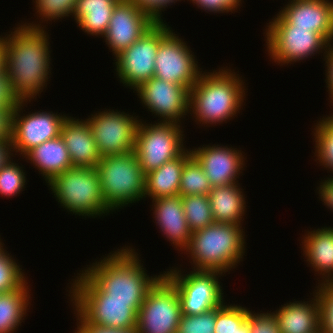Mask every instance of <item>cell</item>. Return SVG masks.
Instances as JSON below:
<instances>
[{"instance_id": "cell-31", "label": "cell", "mask_w": 333, "mask_h": 333, "mask_svg": "<svg viewBox=\"0 0 333 333\" xmlns=\"http://www.w3.org/2000/svg\"><path fill=\"white\" fill-rule=\"evenodd\" d=\"M248 309L223 303L216 308L214 333H250Z\"/></svg>"}, {"instance_id": "cell-29", "label": "cell", "mask_w": 333, "mask_h": 333, "mask_svg": "<svg viewBox=\"0 0 333 333\" xmlns=\"http://www.w3.org/2000/svg\"><path fill=\"white\" fill-rule=\"evenodd\" d=\"M212 186L201 164L192 155L182 169L178 194L181 197L187 195H208Z\"/></svg>"}, {"instance_id": "cell-2", "label": "cell", "mask_w": 333, "mask_h": 333, "mask_svg": "<svg viewBox=\"0 0 333 333\" xmlns=\"http://www.w3.org/2000/svg\"><path fill=\"white\" fill-rule=\"evenodd\" d=\"M122 248L81 272L105 294V301H144L163 274L149 277L137 252L128 246Z\"/></svg>"}, {"instance_id": "cell-24", "label": "cell", "mask_w": 333, "mask_h": 333, "mask_svg": "<svg viewBox=\"0 0 333 333\" xmlns=\"http://www.w3.org/2000/svg\"><path fill=\"white\" fill-rule=\"evenodd\" d=\"M44 176L46 183L73 167L64 139L59 136L31 149L25 156Z\"/></svg>"}, {"instance_id": "cell-36", "label": "cell", "mask_w": 333, "mask_h": 333, "mask_svg": "<svg viewBox=\"0 0 333 333\" xmlns=\"http://www.w3.org/2000/svg\"><path fill=\"white\" fill-rule=\"evenodd\" d=\"M315 290L320 307V330L333 333V281L318 283Z\"/></svg>"}, {"instance_id": "cell-42", "label": "cell", "mask_w": 333, "mask_h": 333, "mask_svg": "<svg viewBox=\"0 0 333 333\" xmlns=\"http://www.w3.org/2000/svg\"><path fill=\"white\" fill-rule=\"evenodd\" d=\"M77 315V330L75 333H137L136 328L132 329H113L110 327H104L100 325H94L88 323L76 310L74 311Z\"/></svg>"}, {"instance_id": "cell-13", "label": "cell", "mask_w": 333, "mask_h": 333, "mask_svg": "<svg viewBox=\"0 0 333 333\" xmlns=\"http://www.w3.org/2000/svg\"><path fill=\"white\" fill-rule=\"evenodd\" d=\"M86 119L101 157L134 151L138 116L118 110H104Z\"/></svg>"}, {"instance_id": "cell-32", "label": "cell", "mask_w": 333, "mask_h": 333, "mask_svg": "<svg viewBox=\"0 0 333 333\" xmlns=\"http://www.w3.org/2000/svg\"><path fill=\"white\" fill-rule=\"evenodd\" d=\"M316 124L313 129L316 160L333 173V115L323 117Z\"/></svg>"}, {"instance_id": "cell-12", "label": "cell", "mask_w": 333, "mask_h": 333, "mask_svg": "<svg viewBox=\"0 0 333 333\" xmlns=\"http://www.w3.org/2000/svg\"><path fill=\"white\" fill-rule=\"evenodd\" d=\"M267 27L265 31L267 39L265 40L268 54L275 63L277 62L281 66L309 58L312 54L326 52L330 43L322 34L313 32L312 28Z\"/></svg>"}, {"instance_id": "cell-44", "label": "cell", "mask_w": 333, "mask_h": 333, "mask_svg": "<svg viewBox=\"0 0 333 333\" xmlns=\"http://www.w3.org/2000/svg\"><path fill=\"white\" fill-rule=\"evenodd\" d=\"M317 190L320 196L321 201L324 202L326 207L330 208L333 211V176L323 180Z\"/></svg>"}, {"instance_id": "cell-46", "label": "cell", "mask_w": 333, "mask_h": 333, "mask_svg": "<svg viewBox=\"0 0 333 333\" xmlns=\"http://www.w3.org/2000/svg\"><path fill=\"white\" fill-rule=\"evenodd\" d=\"M12 141L0 142V170L12 159Z\"/></svg>"}, {"instance_id": "cell-16", "label": "cell", "mask_w": 333, "mask_h": 333, "mask_svg": "<svg viewBox=\"0 0 333 333\" xmlns=\"http://www.w3.org/2000/svg\"><path fill=\"white\" fill-rule=\"evenodd\" d=\"M134 91L152 115L162 118L159 122L181 124L189 112L190 90L185 86L152 77Z\"/></svg>"}, {"instance_id": "cell-45", "label": "cell", "mask_w": 333, "mask_h": 333, "mask_svg": "<svg viewBox=\"0 0 333 333\" xmlns=\"http://www.w3.org/2000/svg\"><path fill=\"white\" fill-rule=\"evenodd\" d=\"M325 55H324V61L326 60L325 62V66L326 67V80L327 81L326 85H327V88H328V91H329V97H331V103H333V43H332V46H331V43H329L328 45V48H327V51L324 52Z\"/></svg>"}, {"instance_id": "cell-37", "label": "cell", "mask_w": 333, "mask_h": 333, "mask_svg": "<svg viewBox=\"0 0 333 333\" xmlns=\"http://www.w3.org/2000/svg\"><path fill=\"white\" fill-rule=\"evenodd\" d=\"M35 9L44 21L73 16L77 0H35ZM45 18V19H44Z\"/></svg>"}, {"instance_id": "cell-26", "label": "cell", "mask_w": 333, "mask_h": 333, "mask_svg": "<svg viewBox=\"0 0 333 333\" xmlns=\"http://www.w3.org/2000/svg\"><path fill=\"white\" fill-rule=\"evenodd\" d=\"M239 183L212 187L208 194L214 222L242 225L246 199Z\"/></svg>"}, {"instance_id": "cell-9", "label": "cell", "mask_w": 333, "mask_h": 333, "mask_svg": "<svg viewBox=\"0 0 333 333\" xmlns=\"http://www.w3.org/2000/svg\"><path fill=\"white\" fill-rule=\"evenodd\" d=\"M163 274L174 284L184 315H197L224 303L218 279L222 272L193 270L184 275L181 269L174 268Z\"/></svg>"}, {"instance_id": "cell-19", "label": "cell", "mask_w": 333, "mask_h": 333, "mask_svg": "<svg viewBox=\"0 0 333 333\" xmlns=\"http://www.w3.org/2000/svg\"><path fill=\"white\" fill-rule=\"evenodd\" d=\"M191 152L201 164L212 187L238 183L240 170L245 165L241 150L214 144L200 146Z\"/></svg>"}, {"instance_id": "cell-35", "label": "cell", "mask_w": 333, "mask_h": 333, "mask_svg": "<svg viewBox=\"0 0 333 333\" xmlns=\"http://www.w3.org/2000/svg\"><path fill=\"white\" fill-rule=\"evenodd\" d=\"M216 308L197 315H184L180 317L177 333H214Z\"/></svg>"}, {"instance_id": "cell-25", "label": "cell", "mask_w": 333, "mask_h": 333, "mask_svg": "<svg viewBox=\"0 0 333 333\" xmlns=\"http://www.w3.org/2000/svg\"><path fill=\"white\" fill-rule=\"evenodd\" d=\"M191 156V149H186L179 157L147 173L144 198L148 196L158 199L178 195L182 169Z\"/></svg>"}, {"instance_id": "cell-27", "label": "cell", "mask_w": 333, "mask_h": 333, "mask_svg": "<svg viewBox=\"0 0 333 333\" xmlns=\"http://www.w3.org/2000/svg\"><path fill=\"white\" fill-rule=\"evenodd\" d=\"M120 0H77L73 16L78 26L90 35L104 36L113 10Z\"/></svg>"}, {"instance_id": "cell-40", "label": "cell", "mask_w": 333, "mask_h": 333, "mask_svg": "<svg viewBox=\"0 0 333 333\" xmlns=\"http://www.w3.org/2000/svg\"><path fill=\"white\" fill-rule=\"evenodd\" d=\"M198 8L205 9L213 13H228L235 11L241 3V0H190Z\"/></svg>"}, {"instance_id": "cell-49", "label": "cell", "mask_w": 333, "mask_h": 333, "mask_svg": "<svg viewBox=\"0 0 333 333\" xmlns=\"http://www.w3.org/2000/svg\"><path fill=\"white\" fill-rule=\"evenodd\" d=\"M293 1H302V0H290L289 2H293Z\"/></svg>"}, {"instance_id": "cell-3", "label": "cell", "mask_w": 333, "mask_h": 333, "mask_svg": "<svg viewBox=\"0 0 333 333\" xmlns=\"http://www.w3.org/2000/svg\"><path fill=\"white\" fill-rule=\"evenodd\" d=\"M238 75L224 67L218 71H203L189 93V113L192 112L197 123L216 125L239 113L246 89Z\"/></svg>"}, {"instance_id": "cell-17", "label": "cell", "mask_w": 333, "mask_h": 333, "mask_svg": "<svg viewBox=\"0 0 333 333\" xmlns=\"http://www.w3.org/2000/svg\"><path fill=\"white\" fill-rule=\"evenodd\" d=\"M267 26H295L312 28L333 42V2L329 0H302L288 2ZM269 24V25H268Z\"/></svg>"}, {"instance_id": "cell-5", "label": "cell", "mask_w": 333, "mask_h": 333, "mask_svg": "<svg viewBox=\"0 0 333 333\" xmlns=\"http://www.w3.org/2000/svg\"><path fill=\"white\" fill-rule=\"evenodd\" d=\"M80 274L73 279L68 295L74 310L94 325L137 328V315L143 301H105V294L83 272Z\"/></svg>"}, {"instance_id": "cell-15", "label": "cell", "mask_w": 333, "mask_h": 333, "mask_svg": "<svg viewBox=\"0 0 333 333\" xmlns=\"http://www.w3.org/2000/svg\"><path fill=\"white\" fill-rule=\"evenodd\" d=\"M28 101H20L13 113L12 146L13 152L25 156L31 149L43 142L61 136L62 126L68 116L53 112L37 111L21 116ZM23 107V108H22Z\"/></svg>"}, {"instance_id": "cell-33", "label": "cell", "mask_w": 333, "mask_h": 333, "mask_svg": "<svg viewBox=\"0 0 333 333\" xmlns=\"http://www.w3.org/2000/svg\"><path fill=\"white\" fill-rule=\"evenodd\" d=\"M20 267L2 246L0 248V294L14 291L27 281Z\"/></svg>"}, {"instance_id": "cell-38", "label": "cell", "mask_w": 333, "mask_h": 333, "mask_svg": "<svg viewBox=\"0 0 333 333\" xmlns=\"http://www.w3.org/2000/svg\"><path fill=\"white\" fill-rule=\"evenodd\" d=\"M250 333H280L275 313H253L248 309Z\"/></svg>"}, {"instance_id": "cell-6", "label": "cell", "mask_w": 333, "mask_h": 333, "mask_svg": "<svg viewBox=\"0 0 333 333\" xmlns=\"http://www.w3.org/2000/svg\"><path fill=\"white\" fill-rule=\"evenodd\" d=\"M56 201L75 215L97 217L112 211L105 203L96 168L72 167L48 182Z\"/></svg>"}, {"instance_id": "cell-1", "label": "cell", "mask_w": 333, "mask_h": 333, "mask_svg": "<svg viewBox=\"0 0 333 333\" xmlns=\"http://www.w3.org/2000/svg\"><path fill=\"white\" fill-rule=\"evenodd\" d=\"M33 23L19 25L7 37H1L5 42L4 70L13 94L29 102L47 87L51 73L49 35L45 26Z\"/></svg>"}, {"instance_id": "cell-7", "label": "cell", "mask_w": 333, "mask_h": 333, "mask_svg": "<svg viewBox=\"0 0 333 333\" xmlns=\"http://www.w3.org/2000/svg\"><path fill=\"white\" fill-rule=\"evenodd\" d=\"M96 169L103 199L112 212L144 198L146 174L134 151L102 157Z\"/></svg>"}, {"instance_id": "cell-20", "label": "cell", "mask_w": 333, "mask_h": 333, "mask_svg": "<svg viewBox=\"0 0 333 333\" xmlns=\"http://www.w3.org/2000/svg\"><path fill=\"white\" fill-rule=\"evenodd\" d=\"M61 137L64 139L73 167L96 168L102 157L86 119L68 116L62 126Z\"/></svg>"}, {"instance_id": "cell-30", "label": "cell", "mask_w": 333, "mask_h": 333, "mask_svg": "<svg viewBox=\"0 0 333 333\" xmlns=\"http://www.w3.org/2000/svg\"><path fill=\"white\" fill-rule=\"evenodd\" d=\"M182 206L191 232L204 229L214 223L208 195L182 197Z\"/></svg>"}, {"instance_id": "cell-41", "label": "cell", "mask_w": 333, "mask_h": 333, "mask_svg": "<svg viewBox=\"0 0 333 333\" xmlns=\"http://www.w3.org/2000/svg\"><path fill=\"white\" fill-rule=\"evenodd\" d=\"M20 100L13 94L10 79L5 70L0 71V108L16 110Z\"/></svg>"}, {"instance_id": "cell-14", "label": "cell", "mask_w": 333, "mask_h": 333, "mask_svg": "<svg viewBox=\"0 0 333 333\" xmlns=\"http://www.w3.org/2000/svg\"><path fill=\"white\" fill-rule=\"evenodd\" d=\"M160 43V22H156L129 48L115 57L120 82L136 90L154 77L155 57Z\"/></svg>"}, {"instance_id": "cell-18", "label": "cell", "mask_w": 333, "mask_h": 333, "mask_svg": "<svg viewBox=\"0 0 333 333\" xmlns=\"http://www.w3.org/2000/svg\"><path fill=\"white\" fill-rule=\"evenodd\" d=\"M156 22L128 0H120L104 34L107 46L115 57L129 48Z\"/></svg>"}, {"instance_id": "cell-48", "label": "cell", "mask_w": 333, "mask_h": 333, "mask_svg": "<svg viewBox=\"0 0 333 333\" xmlns=\"http://www.w3.org/2000/svg\"><path fill=\"white\" fill-rule=\"evenodd\" d=\"M3 246L2 242H1V238H0V248Z\"/></svg>"}, {"instance_id": "cell-4", "label": "cell", "mask_w": 333, "mask_h": 333, "mask_svg": "<svg viewBox=\"0 0 333 333\" xmlns=\"http://www.w3.org/2000/svg\"><path fill=\"white\" fill-rule=\"evenodd\" d=\"M241 228L239 224L214 222L192 232L185 249L193 261L192 269L226 273L235 268L245 252V235Z\"/></svg>"}, {"instance_id": "cell-39", "label": "cell", "mask_w": 333, "mask_h": 333, "mask_svg": "<svg viewBox=\"0 0 333 333\" xmlns=\"http://www.w3.org/2000/svg\"><path fill=\"white\" fill-rule=\"evenodd\" d=\"M136 7L147 13L155 22H163L161 12L164 11L171 3H176L178 0H128ZM181 1V0H179ZM162 10V11H161Z\"/></svg>"}, {"instance_id": "cell-10", "label": "cell", "mask_w": 333, "mask_h": 333, "mask_svg": "<svg viewBox=\"0 0 333 333\" xmlns=\"http://www.w3.org/2000/svg\"><path fill=\"white\" fill-rule=\"evenodd\" d=\"M166 24L160 22V43L155 57L154 77L190 90L202 74V68L198 67V61L186 42Z\"/></svg>"}, {"instance_id": "cell-43", "label": "cell", "mask_w": 333, "mask_h": 333, "mask_svg": "<svg viewBox=\"0 0 333 333\" xmlns=\"http://www.w3.org/2000/svg\"><path fill=\"white\" fill-rule=\"evenodd\" d=\"M13 111L0 108V142L12 141Z\"/></svg>"}, {"instance_id": "cell-22", "label": "cell", "mask_w": 333, "mask_h": 333, "mask_svg": "<svg viewBox=\"0 0 333 333\" xmlns=\"http://www.w3.org/2000/svg\"><path fill=\"white\" fill-rule=\"evenodd\" d=\"M310 301H294L281 305L275 316L280 333H317L320 330L319 299L315 293Z\"/></svg>"}, {"instance_id": "cell-8", "label": "cell", "mask_w": 333, "mask_h": 333, "mask_svg": "<svg viewBox=\"0 0 333 333\" xmlns=\"http://www.w3.org/2000/svg\"><path fill=\"white\" fill-rule=\"evenodd\" d=\"M183 129L176 123H142L137 126L134 153L145 174L158 169L164 163L179 157L183 146Z\"/></svg>"}, {"instance_id": "cell-11", "label": "cell", "mask_w": 333, "mask_h": 333, "mask_svg": "<svg viewBox=\"0 0 333 333\" xmlns=\"http://www.w3.org/2000/svg\"><path fill=\"white\" fill-rule=\"evenodd\" d=\"M182 315L174 284L163 274L147 292L137 315V333H177Z\"/></svg>"}, {"instance_id": "cell-34", "label": "cell", "mask_w": 333, "mask_h": 333, "mask_svg": "<svg viewBox=\"0 0 333 333\" xmlns=\"http://www.w3.org/2000/svg\"><path fill=\"white\" fill-rule=\"evenodd\" d=\"M22 166L10 160L0 170V194L2 196H17L25 188L26 176Z\"/></svg>"}, {"instance_id": "cell-28", "label": "cell", "mask_w": 333, "mask_h": 333, "mask_svg": "<svg viewBox=\"0 0 333 333\" xmlns=\"http://www.w3.org/2000/svg\"><path fill=\"white\" fill-rule=\"evenodd\" d=\"M27 284L26 281L20 288L0 294V333H14L25 320L31 299Z\"/></svg>"}, {"instance_id": "cell-47", "label": "cell", "mask_w": 333, "mask_h": 333, "mask_svg": "<svg viewBox=\"0 0 333 333\" xmlns=\"http://www.w3.org/2000/svg\"><path fill=\"white\" fill-rule=\"evenodd\" d=\"M5 65V42L0 36V71L4 70Z\"/></svg>"}, {"instance_id": "cell-21", "label": "cell", "mask_w": 333, "mask_h": 333, "mask_svg": "<svg viewBox=\"0 0 333 333\" xmlns=\"http://www.w3.org/2000/svg\"><path fill=\"white\" fill-rule=\"evenodd\" d=\"M152 203L155 222L157 221L161 232L164 233L162 235H165L179 251L180 249L185 251L189 245L192 232L183 212L182 197L178 194L153 199Z\"/></svg>"}, {"instance_id": "cell-23", "label": "cell", "mask_w": 333, "mask_h": 333, "mask_svg": "<svg viewBox=\"0 0 333 333\" xmlns=\"http://www.w3.org/2000/svg\"><path fill=\"white\" fill-rule=\"evenodd\" d=\"M307 232L301 242L306 261L322 275L321 283L333 281V227Z\"/></svg>"}]
</instances>
